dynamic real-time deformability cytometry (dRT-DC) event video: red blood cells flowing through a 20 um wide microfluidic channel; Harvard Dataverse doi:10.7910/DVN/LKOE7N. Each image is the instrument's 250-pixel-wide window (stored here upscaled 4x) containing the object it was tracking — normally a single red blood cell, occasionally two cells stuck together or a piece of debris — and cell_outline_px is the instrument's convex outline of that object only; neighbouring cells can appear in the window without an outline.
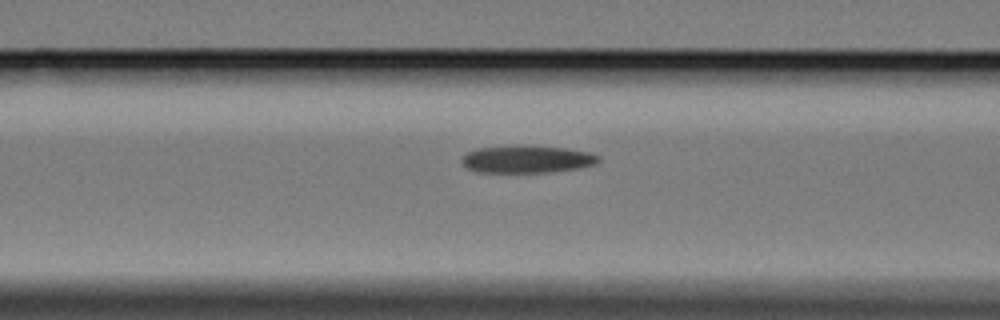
{"species": "Egyptian fruit bat (a non-hibernating species)", "species_latin": "Rousettus aegyptiacus", "temperature_condition": "cold", "stored_images_in_passage": 5, "camera_frame_rate_fps": 3000, "um_per_image_px": 0.085, "animal": {"sex": "female"}, "frame": {"image": 1, "passage_image": 5, "time_ms": 4.667, "image_size_px": [1000, 320], "cell_outline_px": [[600, 160], [596, 164], [580, 168], [548, 172], [476, 172], [468, 168], [460, 160], [468, 152], [476, 148], [564, 148], [588, 152], [600, 156]], "centroid_in_image_um": [44.83, 13.58], "position_along_channel_um": 121.8, "area_um2": 20.81}}